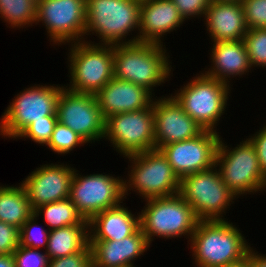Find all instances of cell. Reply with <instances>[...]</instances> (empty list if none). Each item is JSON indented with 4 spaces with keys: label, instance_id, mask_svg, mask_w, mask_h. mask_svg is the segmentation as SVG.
Masks as SVG:
<instances>
[{
    "label": "cell",
    "instance_id": "cell-35",
    "mask_svg": "<svg viewBox=\"0 0 266 267\" xmlns=\"http://www.w3.org/2000/svg\"><path fill=\"white\" fill-rule=\"evenodd\" d=\"M20 229L0 221V255L13 254L19 247Z\"/></svg>",
    "mask_w": 266,
    "mask_h": 267
},
{
    "label": "cell",
    "instance_id": "cell-39",
    "mask_svg": "<svg viewBox=\"0 0 266 267\" xmlns=\"http://www.w3.org/2000/svg\"><path fill=\"white\" fill-rule=\"evenodd\" d=\"M0 267H16L13 254L0 255Z\"/></svg>",
    "mask_w": 266,
    "mask_h": 267
},
{
    "label": "cell",
    "instance_id": "cell-37",
    "mask_svg": "<svg viewBox=\"0 0 266 267\" xmlns=\"http://www.w3.org/2000/svg\"><path fill=\"white\" fill-rule=\"evenodd\" d=\"M257 133V134H256ZM255 136L248 138L253 146L258 157L259 166L262 174L266 177V126L256 132Z\"/></svg>",
    "mask_w": 266,
    "mask_h": 267
},
{
    "label": "cell",
    "instance_id": "cell-11",
    "mask_svg": "<svg viewBox=\"0 0 266 267\" xmlns=\"http://www.w3.org/2000/svg\"><path fill=\"white\" fill-rule=\"evenodd\" d=\"M104 137L124 157L156 149L153 102L145 109L106 118Z\"/></svg>",
    "mask_w": 266,
    "mask_h": 267
},
{
    "label": "cell",
    "instance_id": "cell-6",
    "mask_svg": "<svg viewBox=\"0 0 266 267\" xmlns=\"http://www.w3.org/2000/svg\"><path fill=\"white\" fill-rule=\"evenodd\" d=\"M229 90L228 84L201 73L173 97L204 130L216 131L215 126L226 109Z\"/></svg>",
    "mask_w": 266,
    "mask_h": 267
},
{
    "label": "cell",
    "instance_id": "cell-1",
    "mask_svg": "<svg viewBox=\"0 0 266 267\" xmlns=\"http://www.w3.org/2000/svg\"><path fill=\"white\" fill-rule=\"evenodd\" d=\"M226 220H199L191 242L197 267H224L247 256L251 247Z\"/></svg>",
    "mask_w": 266,
    "mask_h": 267
},
{
    "label": "cell",
    "instance_id": "cell-40",
    "mask_svg": "<svg viewBox=\"0 0 266 267\" xmlns=\"http://www.w3.org/2000/svg\"><path fill=\"white\" fill-rule=\"evenodd\" d=\"M224 267H251L250 266V250H249L247 256L244 257L243 259H241L240 261L235 262V263H231V264L226 265Z\"/></svg>",
    "mask_w": 266,
    "mask_h": 267
},
{
    "label": "cell",
    "instance_id": "cell-25",
    "mask_svg": "<svg viewBox=\"0 0 266 267\" xmlns=\"http://www.w3.org/2000/svg\"><path fill=\"white\" fill-rule=\"evenodd\" d=\"M34 214L22 185L0 186V221L18 229Z\"/></svg>",
    "mask_w": 266,
    "mask_h": 267
},
{
    "label": "cell",
    "instance_id": "cell-27",
    "mask_svg": "<svg viewBox=\"0 0 266 267\" xmlns=\"http://www.w3.org/2000/svg\"><path fill=\"white\" fill-rule=\"evenodd\" d=\"M38 0H0V18L12 28L36 22Z\"/></svg>",
    "mask_w": 266,
    "mask_h": 267
},
{
    "label": "cell",
    "instance_id": "cell-41",
    "mask_svg": "<svg viewBox=\"0 0 266 267\" xmlns=\"http://www.w3.org/2000/svg\"><path fill=\"white\" fill-rule=\"evenodd\" d=\"M213 2H230V3H242L243 0H212Z\"/></svg>",
    "mask_w": 266,
    "mask_h": 267
},
{
    "label": "cell",
    "instance_id": "cell-12",
    "mask_svg": "<svg viewBox=\"0 0 266 267\" xmlns=\"http://www.w3.org/2000/svg\"><path fill=\"white\" fill-rule=\"evenodd\" d=\"M74 170L69 199L86 220L94 215L123 203L124 180L119 177L90 174L81 176ZM122 200V201H121Z\"/></svg>",
    "mask_w": 266,
    "mask_h": 267
},
{
    "label": "cell",
    "instance_id": "cell-3",
    "mask_svg": "<svg viewBox=\"0 0 266 267\" xmlns=\"http://www.w3.org/2000/svg\"><path fill=\"white\" fill-rule=\"evenodd\" d=\"M140 7L136 0H86L85 34H98L101 44H132L126 36L139 30Z\"/></svg>",
    "mask_w": 266,
    "mask_h": 267
},
{
    "label": "cell",
    "instance_id": "cell-31",
    "mask_svg": "<svg viewBox=\"0 0 266 267\" xmlns=\"http://www.w3.org/2000/svg\"><path fill=\"white\" fill-rule=\"evenodd\" d=\"M57 122V115L45 116V120L33 121L18 137H29L35 143L47 145Z\"/></svg>",
    "mask_w": 266,
    "mask_h": 267
},
{
    "label": "cell",
    "instance_id": "cell-22",
    "mask_svg": "<svg viewBox=\"0 0 266 267\" xmlns=\"http://www.w3.org/2000/svg\"><path fill=\"white\" fill-rule=\"evenodd\" d=\"M88 222L89 241L121 240L140 227V215L135 217L120 204L94 215Z\"/></svg>",
    "mask_w": 266,
    "mask_h": 267
},
{
    "label": "cell",
    "instance_id": "cell-4",
    "mask_svg": "<svg viewBox=\"0 0 266 267\" xmlns=\"http://www.w3.org/2000/svg\"><path fill=\"white\" fill-rule=\"evenodd\" d=\"M146 203L139 213L140 228L150 244L154 236L170 239L187 235L191 239L199 219L179 193L146 199Z\"/></svg>",
    "mask_w": 266,
    "mask_h": 267
},
{
    "label": "cell",
    "instance_id": "cell-10",
    "mask_svg": "<svg viewBox=\"0 0 266 267\" xmlns=\"http://www.w3.org/2000/svg\"><path fill=\"white\" fill-rule=\"evenodd\" d=\"M63 88L58 85H35L17 94L3 113L0 135L17 139L33 121L57 115L58 97Z\"/></svg>",
    "mask_w": 266,
    "mask_h": 267
},
{
    "label": "cell",
    "instance_id": "cell-29",
    "mask_svg": "<svg viewBox=\"0 0 266 267\" xmlns=\"http://www.w3.org/2000/svg\"><path fill=\"white\" fill-rule=\"evenodd\" d=\"M243 41L245 42L250 65L266 66V28L248 29Z\"/></svg>",
    "mask_w": 266,
    "mask_h": 267
},
{
    "label": "cell",
    "instance_id": "cell-26",
    "mask_svg": "<svg viewBox=\"0 0 266 267\" xmlns=\"http://www.w3.org/2000/svg\"><path fill=\"white\" fill-rule=\"evenodd\" d=\"M34 214L37 217L43 215L47 226H50L49 230L78 225L85 220L69 198L41 205L34 210Z\"/></svg>",
    "mask_w": 266,
    "mask_h": 267
},
{
    "label": "cell",
    "instance_id": "cell-42",
    "mask_svg": "<svg viewBox=\"0 0 266 267\" xmlns=\"http://www.w3.org/2000/svg\"><path fill=\"white\" fill-rule=\"evenodd\" d=\"M136 1H138V2L141 3V2H145V1H147V0H136Z\"/></svg>",
    "mask_w": 266,
    "mask_h": 267
},
{
    "label": "cell",
    "instance_id": "cell-16",
    "mask_svg": "<svg viewBox=\"0 0 266 267\" xmlns=\"http://www.w3.org/2000/svg\"><path fill=\"white\" fill-rule=\"evenodd\" d=\"M156 149L173 142L185 141L204 129L195 122L171 95L153 101Z\"/></svg>",
    "mask_w": 266,
    "mask_h": 267
},
{
    "label": "cell",
    "instance_id": "cell-8",
    "mask_svg": "<svg viewBox=\"0 0 266 267\" xmlns=\"http://www.w3.org/2000/svg\"><path fill=\"white\" fill-rule=\"evenodd\" d=\"M179 194L199 220H224L223 212L236 198L223 183L216 165L182 178Z\"/></svg>",
    "mask_w": 266,
    "mask_h": 267
},
{
    "label": "cell",
    "instance_id": "cell-9",
    "mask_svg": "<svg viewBox=\"0 0 266 267\" xmlns=\"http://www.w3.org/2000/svg\"><path fill=\"white\" fill-rule=\"evenodd\" d=\"M132 161L129 180L124 181V195L135 189L143 199L173 196L179 193L180 180L163 153L150 150L126 156Z\"/></svg>",
    "mask_w": 266,
    "mask_h": 267
},
{
    "label": "cell",
    "instance_id": "cell-18",
    "mask_svg": "<svg viewBox=\"0 0 266 267\" xmlns=\"http://www.w3.org/2000/svg\"><path fill=\"white\" fill-rule=\"evenodd\" d=\"M152 94L143 86L113 77L95 94V97L106 119L115 114L149 107L154 100Z\"/></svg>",
    "mask_w": 266,
    "mask_h": 267
},
{
    "label": "cell",
    "instance_id": "cell-2",
    "mask_svg": "<svg viewBox=\"0 0 266 267\" xmlns=\"http://www.w3.org/2000/svg\"><path fill=\"white\" fill-rule=\"evenodd\" d=\"M165 53L163 44H114V77L143 86L152 93L153 87L164 83L171 73V62Z\"/></svg>",
    "mask_w": 266,
    "mask_h": 267
},
{
    "label": "cell",
    "instance_id": "cell-30",
    "mask_svg": "<svg viewBox=\"0 0 266 267\" xmlns=\"http://www.w3.org/2000/svg\"><path fill=\"white\" fill-rule=\"evenodd\" d=\"M37 216L33 214L27 219L20 228L19 246L24 248L40 249L41 247L47 248L50 230L44 228H36ZM35 222V223H34ZM33 229V230H32ZM39 229V230H38ZM38 233H37V232ZM36 235V236H35Z\"/></svg>",
    "mask_w": 266,
    "mask_h": 267
},
{
    "label": "cell",
    "instance_id": "cell-19",
    "mask_svg": "<svg viewBox=\"0 0 266 267\" xmlns=\"http://www.w3.org/2000/svg\"><path fill=\"white\" fill-rule=\"evenodd\" d=\"M89 246L92 267H135L133 261L147 251L150 243L139 227L121 240L89 241Z\"/></svg>",
    "mask_w": 266,
    "mask_h": 267
},
{
    "label": "cell",
    "instance_id": "cell-33",
    "mask_svg": "<svg viewBox=\"0 0 266 267\" xmlns=\"http://www.w3.org/2000/svg\"><path fill=\"white\" fill-rule=\"evenodd\" d=\"M38 251L39 249L19 246L13 253L16 267H47V254Z\"/></svg>",
    "mask_w": 266,
    "mask_h": 267
},
{
    "label": "cell",
    "instance_id": "cell-36",
    "mask_svg": "<svg viewBox=\"0 0 266 267\" xmlns=\"http://www.w3.org/2000/svg\"><path fill=\"white\" fill-rule=\"evenodd\" d=\"M184 20L204 16L212 0H172ZM190 16V17H189Z\"/></svg>",
    "mask_w": 266,
    "mask_h": 267
},
{
    "label": "cell",
    "instance_id": "cell-24",
    "mask_svg": "<svg viewBox=\"0 0 266 267\" xmlns=\"http://www.w3.org/2000/svg\"><path fill=\"white\" fill-rule=\"evenodd\" d=\"M89 245V222L50 230L45 253L49 260L81 252Z\"/></svg>",
    "mask_w": 266,
    "mask_h": 267
},
{
    "label": "cell",
    "instance_id": "cell-13",
    "mask_svg": "<svg viewBox=\"0 0 266 267\" xmlns=\"http://www.w3.org/2000/svg\"><path fill=\"white\" fill-rule=\"evenodd\" d=\"M41 21L54 43L84 41L86 0H38L35 24Z\"/></svg>",
    "mask_w": 266,
    "mask_h": 267
},
{
    "label": "cell",
    "instance_id": "cell-17",
    "mask_svg": "<svg viewBox=\"0 0 266 267\" xmlns=\"http://www.w3.org/2000/svg\"><path fill=\"white\" fill-rule=\"evenodd\" d=\"M74 168L67 165L46 164L36 168L21 185L33 210L41 205L69 198Z\"/></svg>",
    "mask_w": 266,
    "mask_h": 267
},
{
    "label": "cell",
    "instance_id": "cell-28",
    "mask_svg": "<svg viewBox=\"0 0 266 267\" xmlns=\"http://www.w3.org/2000/svg\"><path fill=\"white\" fill-rule=\"evenodd\" d=\"M84 143L86 144L87 142L81 136L70 127L58 121L47 146L53 152L65 155L76 148V146Z\"/></svg>",
    "mask_w": 266,
    "mask_h": 267
},
{
    "label": "cell",
    "instance_id": "cell-7",
    "mask_svg": "<svg viewBox=\"0 0 266 267\" xmlns=\"http://www.w3.org/2000/svg\"><path fill=\"white\" fill-rule=\"evenodd\" d=\"M227 147L228 145L226 146L220 137L215 165H219L221 179L230 191L237 197L265 190L266 177L262 174L255 147L251 141L243 140L233 149L229 147L227 149Z\"/></svg>",
    "mask_w": 266,
    "mask_h": 267
},
{
    "label": "cell",
    "instance_id": "cell-14",
    "mask_svg": "<svg viewBox=\"0 0 266 267\" xmlns=\"http://www.w3.org/2000/svg\"><path fill=\"white\" fill-rule=\"evenodd\" d=\"M58 121L70 127L87 143L105 136V121L94 94L61 90L57 102Z\"/></svg>",
    "mask_w": 266,
    "mask_h": 267
},
{
    "label": "cell",
    "instance_id": "cell-32",
    "mask_svg": "<svg viewBox=\"0 0 266 267\" xmlns=\"http://www.w3.org/2000/svg\"><path fill=\"white\" fill-rule=\"evenodd\" d=\"M242 8L248 29L266 28V0H243Z\"/></svg>",
    "mask_w": 266,
    "mask_h": 267
},
{
    "label": "cell",
    "instance_id": "cell-21",
    "mask_svg": "<svg viewBox=\"0 0 266 267\" xmlns=\"http://www.w3.org/2000/svg\"><path fill=\"white\" fill-rule=\"evenodd\" d=\"M204 16L213 42L240 41L247 33L242 3L212 1Z\"/></svg>",
    "mask_w": 266,
    "mask_h": 267
},
{
    "label": "cell",
    "instance_id": "cell-23",
    "mask_svg": "<svg viewBox=\"0 0 266 267\" xmlns=\"http://www.w3.org/2000/svg\"><path fill=\"white\" fill-rule=\"evenodd\" d=\"M211 52L213 67L204 73L209 77L229 85L231 76H241L251 69L243 40L214 42Z\"/></svg>",
    "mask_w": 266,
    "mask_h": 267
},
{
    "label": "cell",
    "instance_id": "cell-20",
    "mask_svg": "<svg viewBox=\"0 0 266 267\" xmlns=\"http://www.w3.org/2000/svg\"><path fill=\"white\" fill-rule=\"evenodd\" d=\"M185 20L172 0H147L141 2L139 35L134 43L162 44L161 37L180 27Z\"/></svg>",
    "mask_w": 266,
    "mask_h": 267
},
{
    "label": "cell",
    "instance_id": "cell-15",
    "mask_svg": "<svg viewBox=\"0 0 266 267\" xmlns=\"http://www.w3.org/2000/svg\"><path fill=\"white\" fill-rule=\"evenodd\" d=\"M219 136L217 131L203 130L194 138L169 143L159 150L181 180L187 175L215 166Z\"/></svg>",
    "mask_w": 266,
    "mask_h": 267
},
{
    "label": "cell",
    "instance_id": "cell-38",
    "mask_svg": "<svg viewBox=\"0 0 266 267\" xmlns=\"http://www.w3.org/2000/svg\"><path fill=\"white\" fill-rule=\"evenodd\" d=\"M258 252L250 249V266L251 267H266V256L259 255Z\"/></svg>",
    "mask_w": 266,
    "mask_h": 267
},
{
    "label": "cell",
    "instance_id": "cell-34",
    "mask_svg": "<svg viewBox=\"0 0 266 267\" xmlns=\"http://www.w3.org/2000/svg\"><path fill=\"white\" fill-rule=\"evenodd\" d=\"M47 267H92L91 248L88 245L81 252L51 259L48 261Z\"/></svg>",
    "mask_w": 266,
    "mask_h": 267
},
{
    "label": "cell",
    "instance_id": "cell-5",
    "mask_svg": "<svg viewBox=\"0 0 266 267\" xmlns=\"http://www.w3.org/2000/svg\"><path fill=\"white\" fill-rule=\"evenodd\" d=\"M71 47L68 56L71 85L65 88L95 95L114 77L113 45L84 40L71 43Z\"/></svg>",
    "mask_w": 266,
    "mask_h": 267
}]
</instances>
